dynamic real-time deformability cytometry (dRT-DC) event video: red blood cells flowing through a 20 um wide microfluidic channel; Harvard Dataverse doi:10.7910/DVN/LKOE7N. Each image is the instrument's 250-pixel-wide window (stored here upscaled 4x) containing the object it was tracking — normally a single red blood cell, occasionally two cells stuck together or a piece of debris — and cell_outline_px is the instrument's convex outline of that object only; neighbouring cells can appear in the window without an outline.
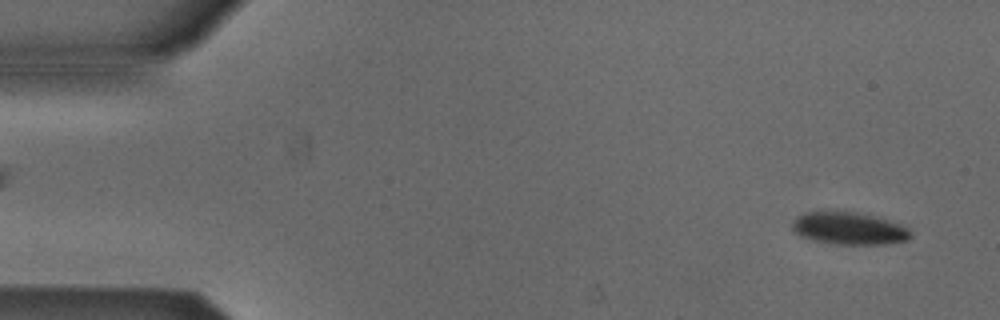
{"species": "Egyptian fruit bat (a non-hibernating species)", "species_latin": "Rousettus aegyptiacus", "temperature_condition": "cold", "stored_images_in_passage": 53, "camera_frame_rate_fps": 3000, "um_per_image_px": 0.085, "animal": {"sex": "male"}, "frame": {"image": 1, "passage_image": 3, "time_ms": 0.667, "image_size_px": [1000, 320], "cell_outline_px": [[912, 236], [908, 240], [884, 244], [836, 244], [812, 240], [800, 236], [792, 228], [792, 224], [796, 216], [804, 212], [828, 208], [840, 208], [876, 216], [900, 224], [908, 228]], "centroid_in_image_um": [72.11, 19.35], "position_along_channel_um": 12.9, "area_um2": 23.24}}
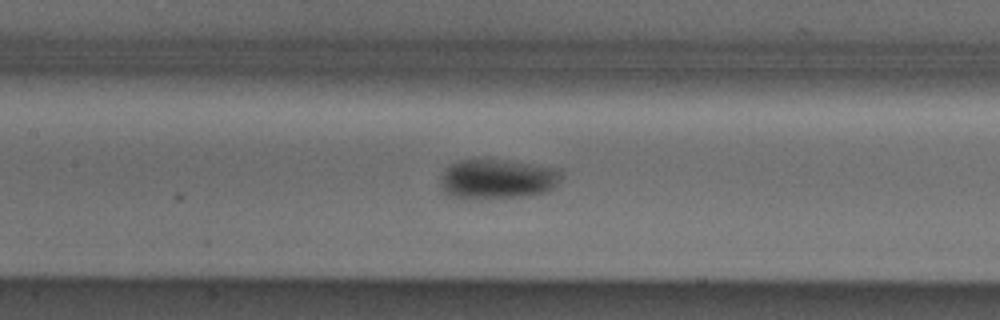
{"frame": {"image": 2, "passage_image": 24, "time_ms": 7.667, "image_size_px": [1000, 320], "cell_outline_px": [[560, 176], [556, 184], [548, 192], [520, 196], [448, 196], [440, 188], [440, 176], [444, 168], [456, 160], [504, 160], [560, 168]], "centroid_in_image_um": [42.24, 15.17], "position_along_channel_um": 165.2, "area_um2": 27.34}}
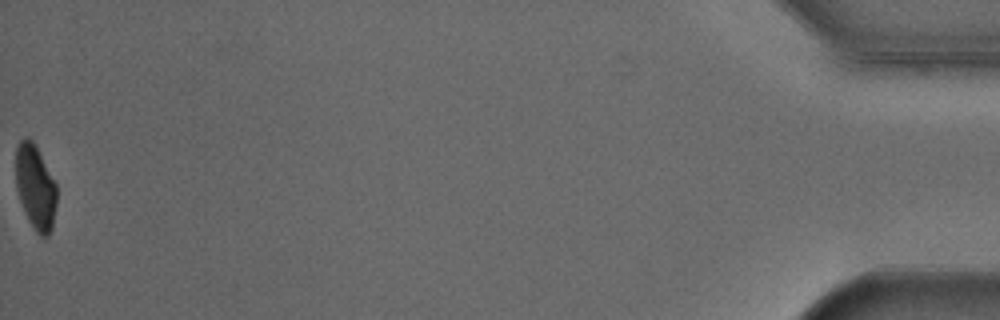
{"frame": {"image": 3, "passage_image": 53, "time_ms": 17.333, "image_size_px": [1000, 320], "cell_outline_px": [[56, 204], [52, 228], [48, 236], [40, 236], [36, 232], [28, 220], [24, 212], [16, 188], [16, 148], [20, 140], [24, 136], [28, 136], [32, 140], [56, 184]], "centroid_in_image_um": [2.99, 15.91], "position_along_channel_um": 432.2, "area_um2": 20.06}, "authors_computed_cell_mechanics": {"area_um2": 23.987, "velocity_mm_per_s": 3.8617, "shape_relaxation_time_tau1_ms": 3.2764, "shape_relaxation_time_tau2_ms": null, "deformation_change_tau1": 0.0984, "deformation_change_tau2": null}}